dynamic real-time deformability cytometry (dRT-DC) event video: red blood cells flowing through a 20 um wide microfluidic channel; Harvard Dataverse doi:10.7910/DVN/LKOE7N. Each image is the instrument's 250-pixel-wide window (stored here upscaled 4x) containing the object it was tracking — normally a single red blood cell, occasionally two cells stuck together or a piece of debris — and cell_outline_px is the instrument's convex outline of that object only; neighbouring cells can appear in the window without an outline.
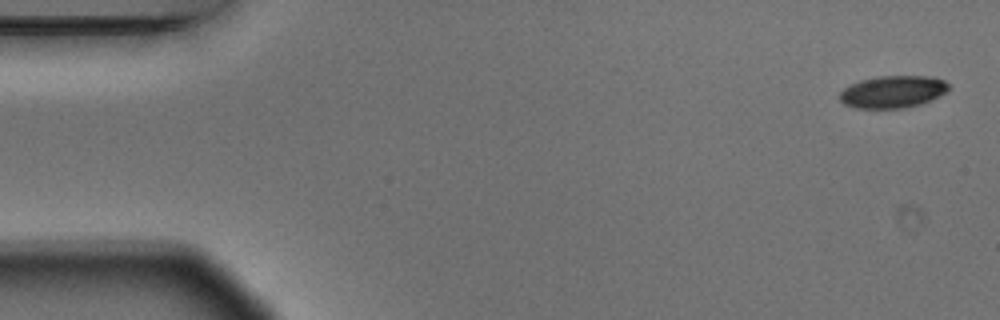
{"species": "Egyptian fruit bat (a non-hibernating species)", "species_latin": "Rousettus aegyptiacus", "temperature_condition": "warm", "stored_images_in_passage": 6, "segment_of_instrument_passage": [1, 2], "camera_frame_rate_fps": 3000, "um_per_image_px": 0.085, "animal": {"sex": "male"}, "frame": {"image": 1, "passage_image": 1, "time_ms": 0.0, "image_size_px": [1000, 320], "cell_outline_px": [[948, 88], [944, 92], [920, 104], [904, 108], [856, 108], [844, 104], [840, 100], [840, 92], [844, 88], [860, 80], [880, 76], [928, 76], [944, 80], [948, 84]], "centroid_in_image_um": [75.84, 7.8], "position_along_channel_um": 9.2, "area_um2": 20.11}}
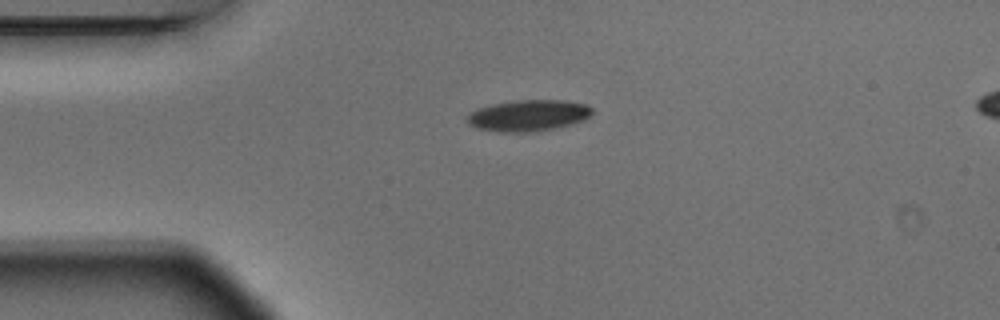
{"frame": {"image": 2, "passage_image": 4, "time_ms": 1.0, "image_size_px": [1000, 320], "cell_outline_px": [[592, 112], [584, 120], [572, 124], [552, 128], [528, 132], [496, 132], [476, 128], [468, 124], [464, 120], [468, 112], [476, 108], [492, 104], [516, 100], [564, 100], [588, 104], [592, 108]], "centroid_in_image_um": [44.84, 9.81], "position_along_channel_um": 40.2, "area_um2": 23.06}}